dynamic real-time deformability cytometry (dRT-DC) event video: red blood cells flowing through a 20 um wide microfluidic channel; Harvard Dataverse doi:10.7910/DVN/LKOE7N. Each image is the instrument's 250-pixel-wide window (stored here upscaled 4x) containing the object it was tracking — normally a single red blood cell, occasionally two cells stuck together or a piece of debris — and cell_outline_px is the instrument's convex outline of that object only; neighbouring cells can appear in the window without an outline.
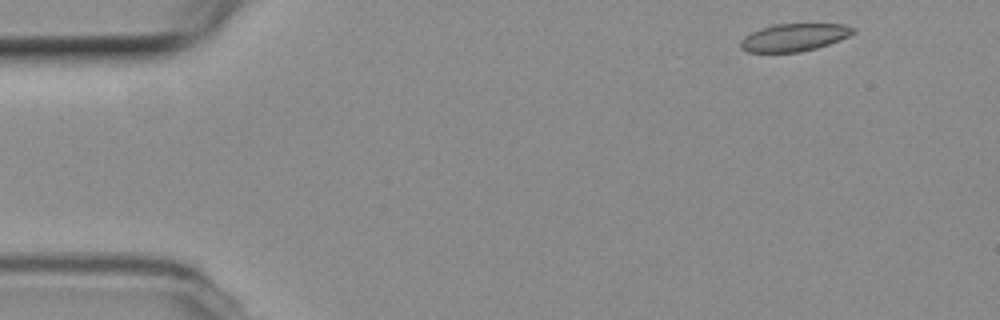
{"species": "common noctule bat (a hibernating species)", "species_latin": "Nyctalus noctula", "temperature_condition": "room temperature", "stored_images_in_passage": 51, "camera_frame_rate_fps": 3000, "um_per_image_px": 0.085, "animal": {"sex": "female", "body_mass_g": 19.3, "forearm_length_mm": 54.1}, "frame": {"image": 1, "passage_image": 2, "time_ms": 0.333, "image_size_px": [1000, 320], "cell_outline_px": [[856, 32], [840, 40], [816, 48], [800, 52], [748, 52], [740, 48], [740, 40], [744, 36], [760, 28], [772, 24], [844, 24], [856, 28]], "centroid_in_image_um": [67.5, 3.17], "position_along_channel_um": 17.5, "area_um2": 18.21}}
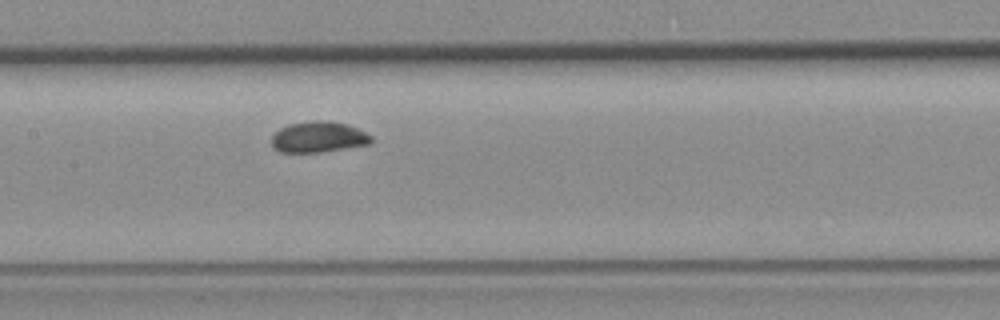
{"frame": {"image": 2, "passage_image": 24, "time_ms": 7.667, "image_size_px": [1000, 320], "cell_outline_px": [[372, 140], [368, 144], [320, 152], [280, 152], [272, 148], [272, 136], [280, 128], [288, 124], [312, 120], [328, 120], [348, 124], [372, 136]], "centroid_in_image_um": [27.03, 11.63], "position_along_channel_um": 180.4, "area_um2": 17.92}}
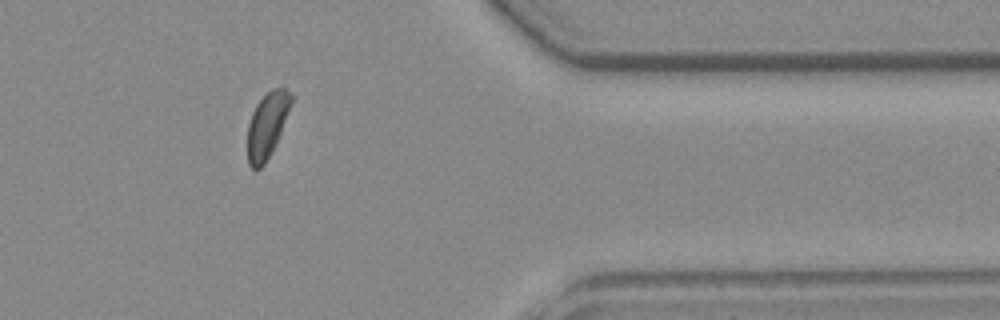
{"frame": {"image": 3, "passage_image": 43, "time_ms": 14.0, "image_size_px": [1000, 320], "cell_outline_px": [[292, 100], [276, 144], [264, 164], [256, 172], [248, 164], [248, 124], [252, 112], [256, 104], [272, 88], [284, 88], [292, 92]], "centroid_in_image_um": [22.69, 10.65], "position_along_channel_um": 388.7, "area_um2": 16.42}, "authors_computed_cell_mechanics": {"area_um2": 17.8024, "velocity_mm_per_s": 3.6442, "shape_relaxation_time_tau1_ms": 3.2361, "shape_relaxation_time_tau2_ms": null, "deformation_change_tau1": 0.1692, "deformation_change_tau2": null}}